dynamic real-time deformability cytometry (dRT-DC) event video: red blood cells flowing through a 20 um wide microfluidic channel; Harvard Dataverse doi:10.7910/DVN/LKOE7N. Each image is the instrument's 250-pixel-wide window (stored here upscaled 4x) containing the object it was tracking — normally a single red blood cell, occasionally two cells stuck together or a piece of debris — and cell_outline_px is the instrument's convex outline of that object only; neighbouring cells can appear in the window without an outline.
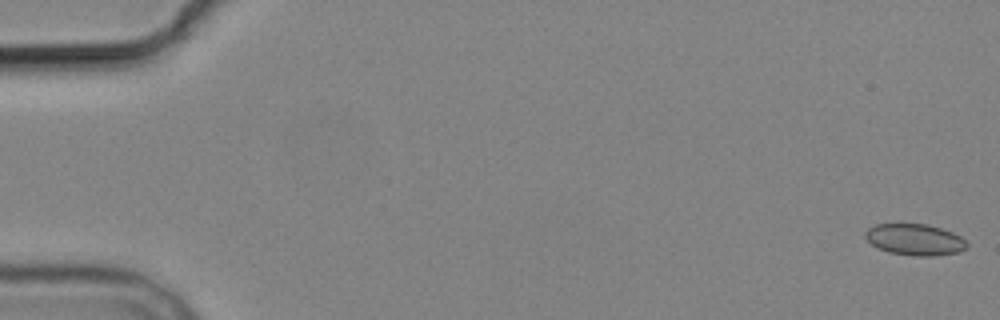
{"species": "common noctule bat (a hibernating species)", "species_latin": "Nyctalus noctula", "temperature_condition": "cold", "stored_images_in_passage": 5, "segment_of_instrument_passage": [2, 2], "camera_frame_rate_fps": 3000, "um_per_image_px": 0.085, "animal": {"sex": "male", "body_mass_g": 19.2, "forearm_length_mm": 51.8}, "frame": {"image": 1, "passage_image": 5, "time_ms": 5.0, "image_size_px": [1000, 320], "cell_outline_px": [[968, 248], [960, 252], [936, 256], [916, 256], [888, 252], [876, 248], [864, 236], [864, 232], [868, 228], [876, 224], [928, 224], [952, 232], [960, 236], [968, 244]], "centroid_in_image_um": [77.77, 20.37], "position_along_channel_um": 7.2, "area_um2": 18.73}}